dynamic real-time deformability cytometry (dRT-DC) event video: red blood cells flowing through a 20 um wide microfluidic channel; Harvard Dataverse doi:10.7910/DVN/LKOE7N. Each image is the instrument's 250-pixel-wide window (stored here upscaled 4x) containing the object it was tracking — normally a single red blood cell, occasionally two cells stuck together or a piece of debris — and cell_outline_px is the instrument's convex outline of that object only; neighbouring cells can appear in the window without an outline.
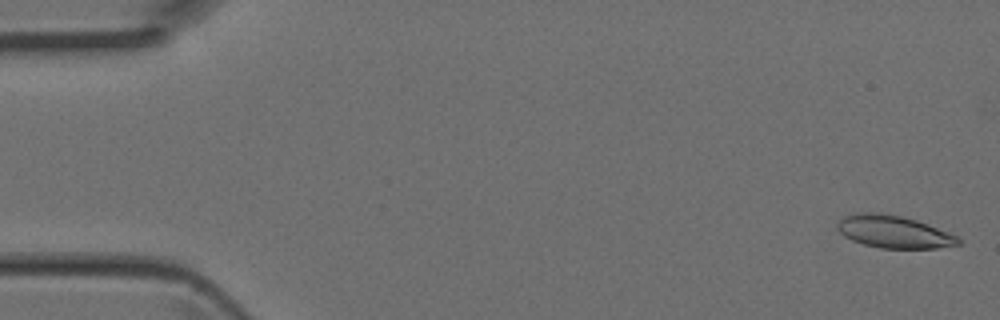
{"species": "Egyptian fruit bat (a non-hibernating species)", "species_latin": "Rousettus aegyptiacus", "temperature_condition": "room temperature", "stored_images_in_passage": 5, "camera_frame_rate_fps": 3000, "um_per_image_px": 0.085, "animal": {"sex": "female"}, "frame": {"image": 1, "passage_image": 1, "time_ms": 0.0, "image_size_px": [1000, 320], "cell_outline_px": [[960, 244], [936, 248], [880, 248], [864, 244], [852, 240], [844, 236], [836, 228], [836, 224], [844, 216], [860, 212], [880, 212], [900, 216], [916, 220], [956, 236], [960, 240]], "centroid_in_image_um": [75.91, 19.69], "position_along_channel_um": 9.1, "area_um2": 22.6}}
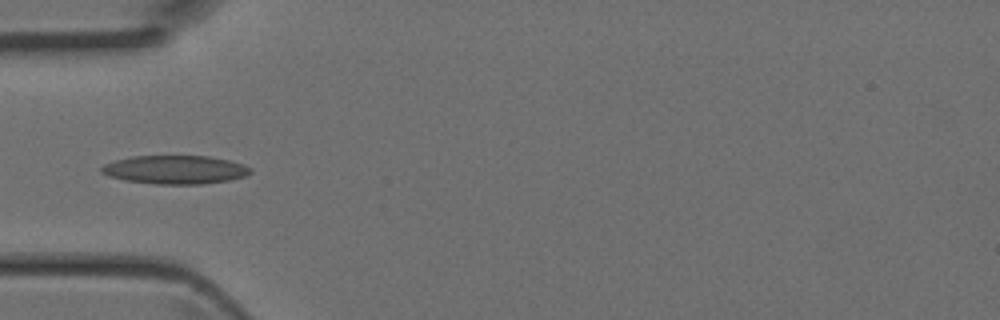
{"frame": {"image": 2, "passage_image": 4, "time_ms": 1.0, "image_size_px": [1000, 320], "cell_outline_px": [[252, 172], [244, 176], [228, 180], [204, 184], [156, 184], [124, 180], [108, 176], [100, 172], [100, 168], [104, 164], [116, 160], [132, 156], [208, 156], [228, 160], [244, 164], [252, 168]], "centroid_in_image_um": [14.88, 14.42], "position_along_channel_um": 70.1, "area_um2": 24.8}}
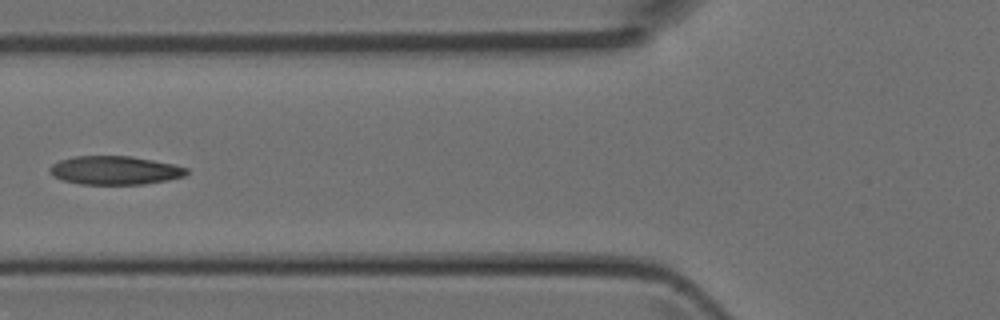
{"frame": {"image": 3, "passage_image": 5, "time_ms": 1.333, "image_size_px": [1000, 320], "cell_outline_px": [[188, 172], [184, 176], [168, 180], [144, 184], [80, 184], [64, 180], [52, 176], [48, 172], [48, 168], [52, 164], [60, 160], [72, 156], [132, 156], [172, 164], [188, 168]], "centroid_in_image_um": [9.73, 14.47], "position_along_channel_um": 116.1, "area_um2": 22.83}}